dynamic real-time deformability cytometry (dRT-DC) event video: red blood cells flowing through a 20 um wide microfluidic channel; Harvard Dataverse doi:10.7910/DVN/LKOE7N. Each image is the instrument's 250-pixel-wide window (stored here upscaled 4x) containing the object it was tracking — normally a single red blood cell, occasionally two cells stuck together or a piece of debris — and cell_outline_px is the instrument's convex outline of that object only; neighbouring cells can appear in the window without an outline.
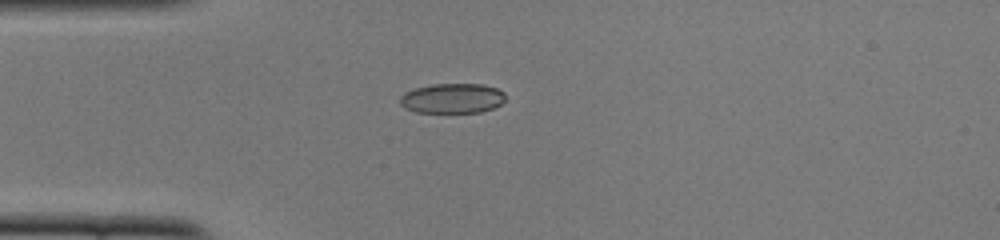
{"species": "common noctule bat (a hibernating species)", "species_latin": "Nyctalus noctula", "temperature_condition": "cold", "stored_images_in_passage": 39, "camera_frame_rate_fps": 3000, "um_per_image_px": 0.085, "animal": {"sex": "female", "body_mass_g": 22.0, "forearm_length_mm": 56.7}, "frame": {"image": 1, "passage_image": 1, "time_ms": 0.0, "image_size_px": [1000, 240], "cell_outline_px": [[504, 100], [500, 104], [492, 108], [480, 112], [416, 112], [404, 108], [400, 104], [400, 96], [404, 92], [416, 88], [432, 84], [480, 84], [496, 88], [504, 92]], "centroid_in_image_um": [38.41, 8.35], "position_along_channel_um": 46.6, "area_um2": 18.26}}
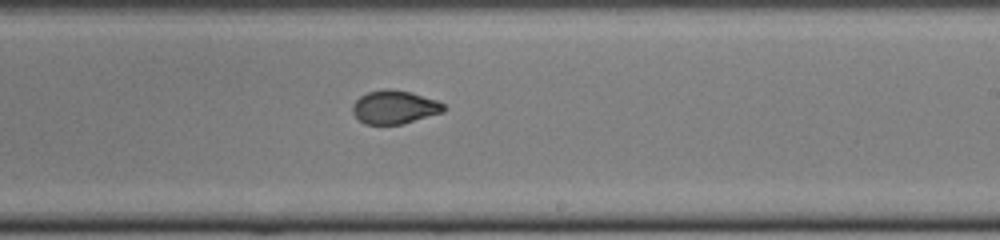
{"frame": {"image": 2, "passage_image": 18, "time_ms": 5.667, "image_size_px": [1000, 240], "cell_outline_px": [[448, 108], [444, 112], [404, 124], [364, 124], [352, 112], [352, 104], [360, 96], [368, 92], [384, 88], [392, 88], [412, 92], [436, 100], [444, 104]], "centroid_in_image_um": [33.56, 9.1], "position_along_channel_um": 255.4, "area_um2": 18.03}}
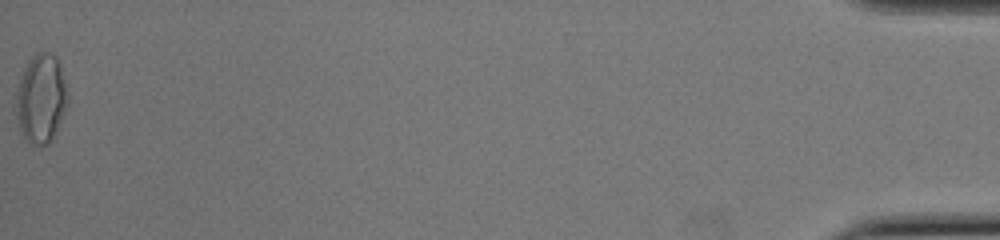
{"frame": {"image": 3, "passage_image": 39, "time_ms": 12.667, "image_size_px": [1000, 240], "cell_outline_px": [[68, 104], [56, 132], [48, 144], [36, 148], [32, 148], [20, 132], [16, 116], [16, 84], [20, 72], [28, 60], [36, 52], [48, 52], [56, 56], [60, 64], [68, 96]], "centroid_in_image_um": [3.45, 8.4], "position_along_channel_um": 431.7, "area_um2": 27.57}, "authors_computed_cell_mechanics": {"area_um2": 18.5538, "velocity_mm_per_s": 3.9206, "shape_relaxation_time_tau1_ms": 10.8636, "shape_relaxation_time_tau2_ms": 0.8402, "deformation_change_tau1": 0.2762, "deformation_change_tau2": 0.0517}}